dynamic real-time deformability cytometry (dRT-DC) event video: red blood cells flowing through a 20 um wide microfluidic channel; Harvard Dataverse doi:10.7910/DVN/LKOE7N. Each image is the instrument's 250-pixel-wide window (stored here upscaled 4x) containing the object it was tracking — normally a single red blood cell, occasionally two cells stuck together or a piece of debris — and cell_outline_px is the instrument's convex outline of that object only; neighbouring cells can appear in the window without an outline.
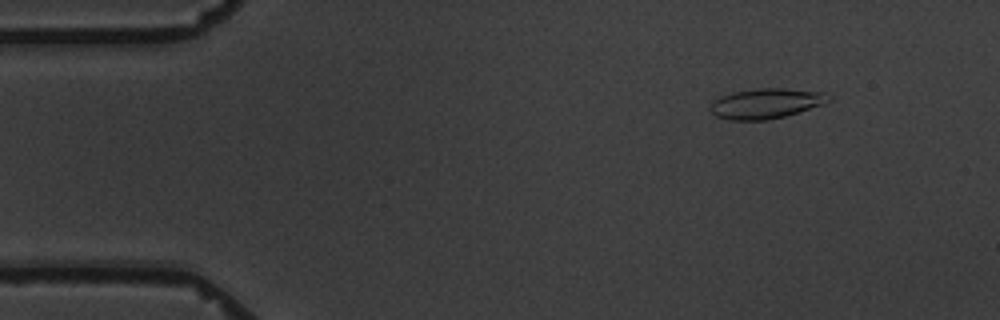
{"species": "common noctule bat (a hibernating species)", "species_latin": "Nyctalus noctula", "temperature_condition": "warm", "stored_images_in_passage": 7, "camera_frame_rate_fps": 3000, "um_per_image_px": 0.085, "animal": {"sex": "male", "body_mass_g": 19.5, "forearm_length_mm": 54.6}, "frame": {"image": 1, "passage_image": 2, "time_ms": 1.0, "image_size_px": [1000, 320], "cell_outline_px": [[832, 100], [824, 104], [784, 116], [768, 120], [732, 120], [716, 116], [712, 112], [712, 104], [720, 96], [732, 92], [756, 88], [784, 88], [824, 92], [832, 96]], "centroid_in_image_um": [65.17, 8.78], "position_along_channel_um": 19.8, "area_um2": 20.69}}
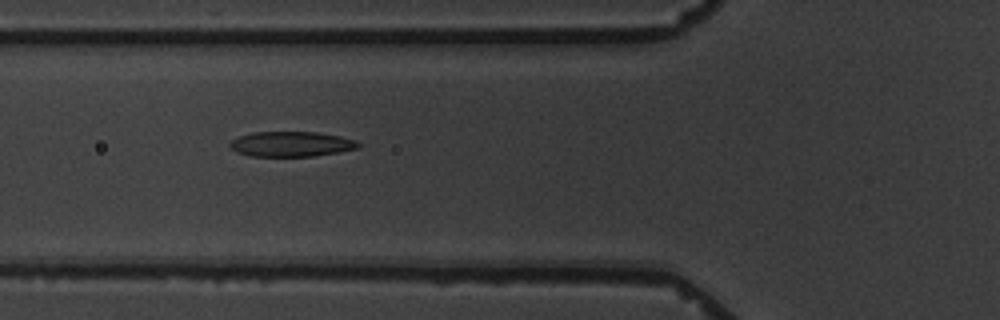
{"frame": {"image": 2, "passage_image": 6, "time_ms": 5.667, "image_size_px": [1000, 320], "cell_outline_px": [[360, 148], [312, 156], [248, 156], [236, 152], [228, 144], [232, 140], [240, 136], [252, 132], [316, 132], [340, 136], [356, 140], [360, 144]], "centroid_in_image_um": [24.75, 12.24], "position_along_channel_um": 101.1, "area_um2": 18.73}}
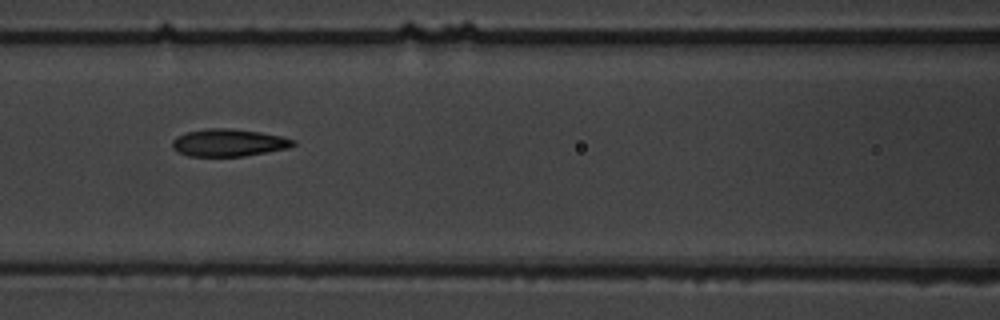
{"frame": {"image": 3, "passage_image": 7, "time_ms": 7.0, "image_size_px": [1000, 320], "cell_outline_px": [[296, 144], [288, 148], [244, 156], [188, 156], [176, 152], [172, 148], [172, 140], [176, 136], [188, 132], [208, 128], [228, 128], [260, 132], [280, 136], [296, 140]], "centroid_in_image_um": [19.41, 12.13], "position_along_channel_um": 147.2, "area_um2": 19.31}}